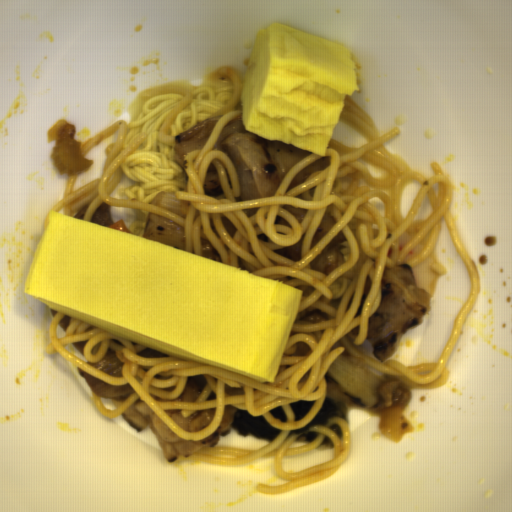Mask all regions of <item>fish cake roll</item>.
<instances>
[{"label":"fish cake roll","mask_w":512,"mask_h":512,"mask_svg":"<svg viewBox=\"0 0 512 512\" xmlns=\"http://www.w3.org/2000/svg\"><path fill=\"white\" fill-rule=\"evenodd\" d=\"M411 272L416 287L427 290L428 295L430 296L432 285L435 281L431 256H426L417 265L412 267Z\"/></svg>","instance_id":"fish-cake-roll-1"},{"label":"fish cake roll","mask_w":512,"mask_h":512,"mask_svg":"<svg viewBox=\"0 0 512 512\" xmlns=\"http://www.w3.org/2000/svg\"><path fill=\"white\" fill-rule=\"evenodd\" d=\"M424 244L421 242L408 254V256L405 258L403 264H406L412 257H414L418 252L421 251Z\"/></svg>","instance_id":"fish-cake-roll-3"},{"label":"fish cake roll","mask_w":512,"mask_h":512,"mask_svg":"<svg viewBox=\"0 0 512 512\" xmlns=\"http://www.w3.org/2000/svg\"><path fill=\"white\" fill-rule=\"evenodd\" d=\"M418 235L417 231L404 232L398 239L397 245L399 251L402 253L405 246Z\"/></svg>","instance_id":"fish-cake-roll-2"}]
</instances>
